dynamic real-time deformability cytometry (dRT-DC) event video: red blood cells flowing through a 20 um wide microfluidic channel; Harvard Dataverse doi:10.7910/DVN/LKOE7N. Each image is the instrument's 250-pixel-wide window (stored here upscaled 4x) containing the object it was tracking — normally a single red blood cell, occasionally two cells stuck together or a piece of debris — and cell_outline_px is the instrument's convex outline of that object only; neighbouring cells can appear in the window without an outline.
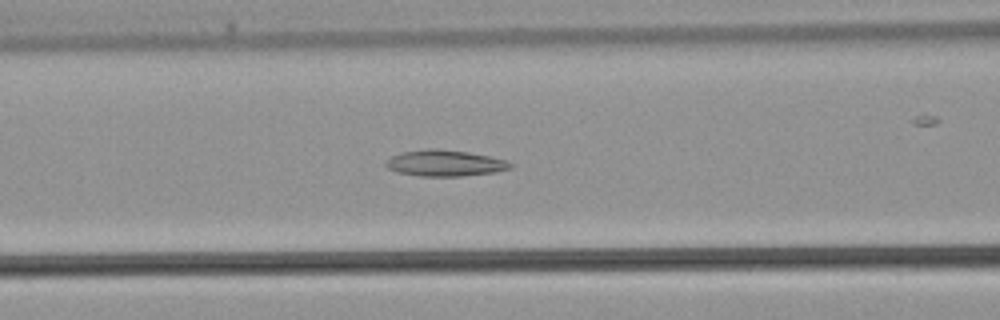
{"species": "common noctule bat (a hibernating species)", "species_latin": "Nyctalus noctula", "temperature_condition": "warm", "stored_images_in_passage": 39, "camera_frame_rate_fps": 3000, "um_per_image_px": 0.085, "animal": {"sex": "male", "body_mass_g": 21.5, "forearm_length_mm": 52.0}, "frame": {"image": 1, "passage_image": 13, "time_ms": 4.0, "image_size_px": [1000, 320], "cell_outline_px": [[512, 168], [496, 172], [464, 176], [420, 176], [396, 172], [388, 168], [384, 164], [392, 156], [400, 152], [428, 148], [436, 148], [468, 152], [508, 160], [512, 164]], "centroid_in_image_um": [37.82, 13.86], "position_along_channel_um": 128.8, "area_um2": 19.13}}
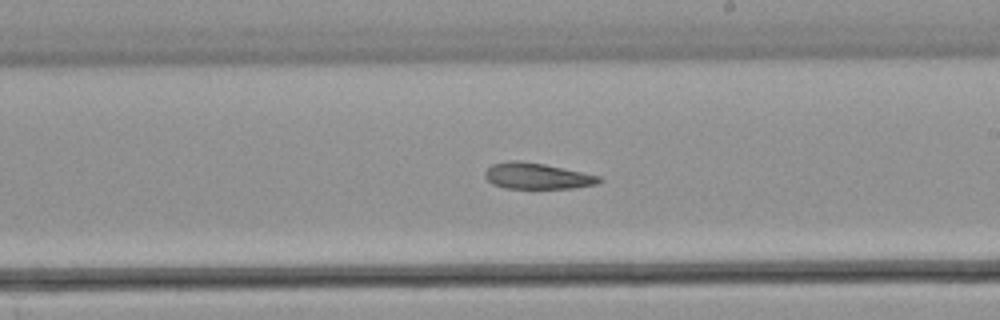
{"frame": {"image": 2, "passage_image": 20, "time_ms": 6.333, "image_size_px": [1000, 320], "cell_outline_px": [[604, 180], [596, 184], [576, 188], [504, 188], [492, 184], [484, 176], [484, 172], [492, 164], [508, 160], [520, 160], [544, 164], [600, 176]], "centroid_in_image_um": [45.63, 14.96], "position_along_channel_um": 243.4, "area_um2": 17.4}}
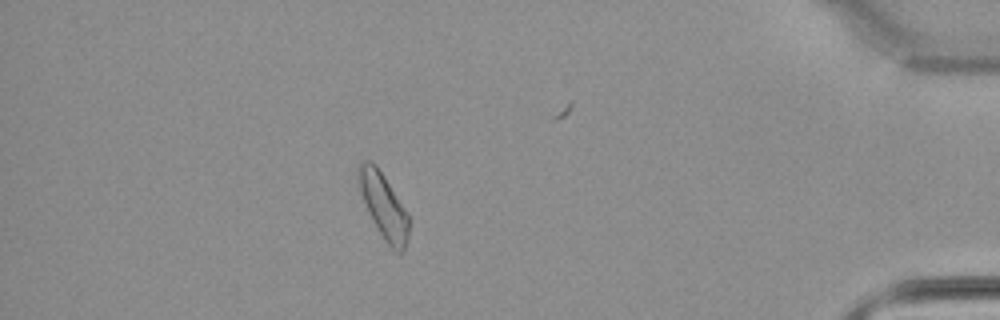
{"frame": {"image": 3, "passage_image": 33, "time_ms": 10.667, "image_size_px": [1000, 320], "cell_outline_px": [[408, 240], [404, 252], [396, 252], [384, 240], [372, 220], [364, 200], [356, 176], [356, 164], [364, 160], [368, 160], [376, 164], [408, 212]], "centroid_in_image_um": [32.6, 17.47], "position_along_channel_um": 402.6, "area_um2": 19.13}}